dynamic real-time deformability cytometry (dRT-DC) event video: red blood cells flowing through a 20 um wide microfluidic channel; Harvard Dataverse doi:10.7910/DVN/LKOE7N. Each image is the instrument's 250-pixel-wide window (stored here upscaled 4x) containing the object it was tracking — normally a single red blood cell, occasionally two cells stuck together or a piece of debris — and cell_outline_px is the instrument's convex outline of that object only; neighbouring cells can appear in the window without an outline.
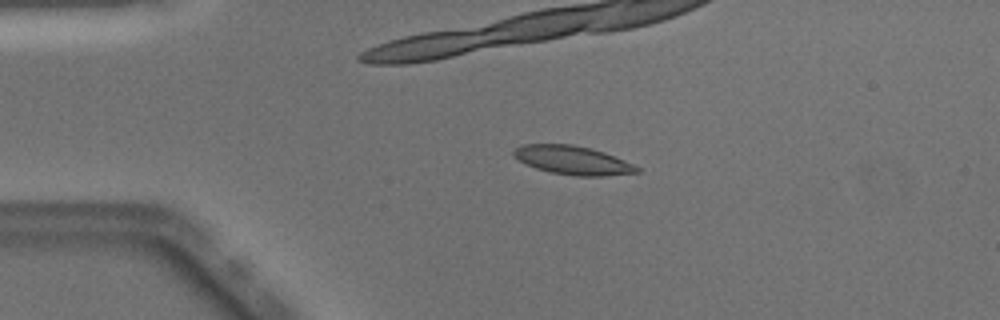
{"species": "Egyptian fruit bat (a non-hibernating species)", "species_latin": "Rousettus aegyptiacus", "temperature_condition": "warm", "stored_images_in_passage": 36, "camera_frame_rate_fps": 3000, "um_per_image_px": 0.085, "animal": {"sex": "male"}, "frame": {"image": 1, "passage_image": 11, "time_ms": 3.333, "image_size_px": [1000, 320], "cell_outline_px": [[640, 172], [604, 176], [576, 176], [552, 172], [536, 168], [520, 160], [512, 152], [520, 144], [572, 144], [604, 152], [624, 160], [640, 168]], "centroid_in_image_um": [48.7, 13.62], "position_along_channel_um": 36.3, "area_um2": 20.29}}